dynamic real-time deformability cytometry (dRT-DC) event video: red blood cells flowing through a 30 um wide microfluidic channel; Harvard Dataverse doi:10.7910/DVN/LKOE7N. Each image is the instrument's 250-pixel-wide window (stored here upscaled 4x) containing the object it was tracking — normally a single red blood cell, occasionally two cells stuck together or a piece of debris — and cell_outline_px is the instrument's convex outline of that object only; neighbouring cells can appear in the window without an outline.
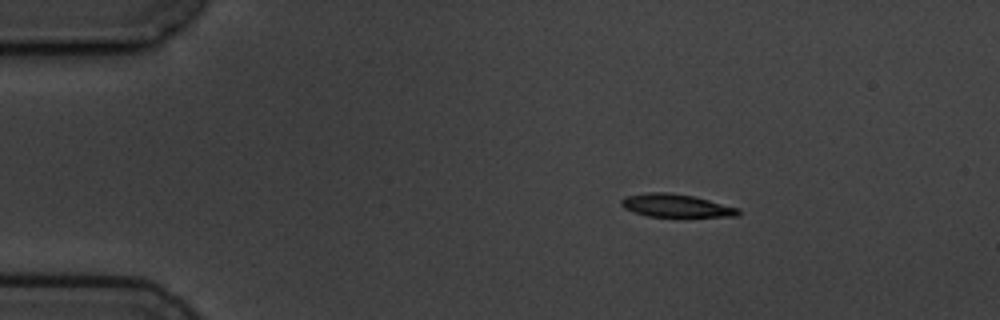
{"species": "common noctule bat (a hibernating species)", "species_latin": "Nyctalus noctula", "temperature_condition": "cold", "stored_images_in_passage": 5, "camera_frame_rate_fps": 3000, "um_per_image_px": 0.085, "animal": {"sex": "male", "body_mass_g": 19.5, "forearm_length_mm": 54.6}, "frame": {"image": 1, "passage_image": 3, "time_ms": 3.0, "image_size_px": [1000, 320], "cell_outline_px": [[740, 212], [736, 216], [648, 216], [632, 212], [624, 208], [620, 204], [620, 200], [624, 196], [648, 192], [668, 192], [692, 196], [740, 208]], "centroid_in_image_um": [57.39, 17.47], "position_along_channel_um": 27.6, "area_um2": 15.55}}